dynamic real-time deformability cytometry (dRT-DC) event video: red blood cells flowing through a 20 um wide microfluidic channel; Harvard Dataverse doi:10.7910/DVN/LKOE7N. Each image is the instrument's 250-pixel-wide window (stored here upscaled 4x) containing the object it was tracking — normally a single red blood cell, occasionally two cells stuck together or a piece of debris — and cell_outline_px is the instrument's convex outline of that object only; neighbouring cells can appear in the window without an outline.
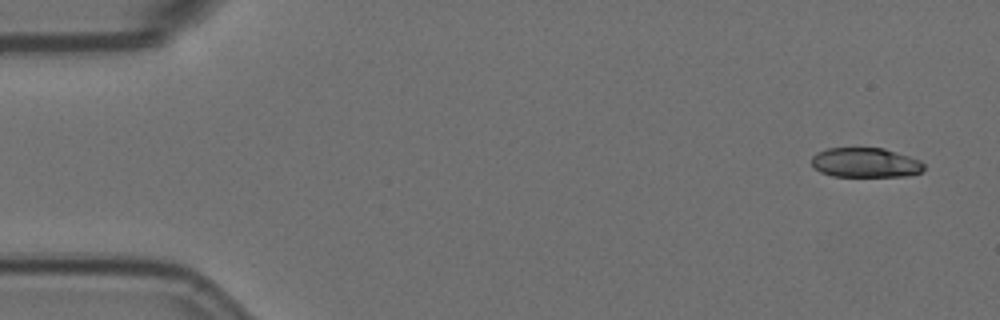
{"species": "Egyptian fruit bat (a non-hibernating species)", "species_latin": "Rousettus aegyptiacus", "temperature_condition": "room temperature", "stored_images_in_passage": 5, "camera_frame_rate_fps": 3000, "um_per_image_px": 0.085, "animal": {"sex": "female"}, "frame": {"image": 1, "passage_image": 1, "time_ms": 0.0, "image_size_px": [1000, 320], "cell_outline_px": [[924, 168], [920, 172], [908, 176], [832, 176], [820, 172], [812, 168], [812, 156], [816, 152], [828, 148], [884, 148], [920, 160], [924, 164]], "centroid_in_image_um": [73.52, 13.82], "position_along_channel_um": 11.5, "area_um2": 19.48}}